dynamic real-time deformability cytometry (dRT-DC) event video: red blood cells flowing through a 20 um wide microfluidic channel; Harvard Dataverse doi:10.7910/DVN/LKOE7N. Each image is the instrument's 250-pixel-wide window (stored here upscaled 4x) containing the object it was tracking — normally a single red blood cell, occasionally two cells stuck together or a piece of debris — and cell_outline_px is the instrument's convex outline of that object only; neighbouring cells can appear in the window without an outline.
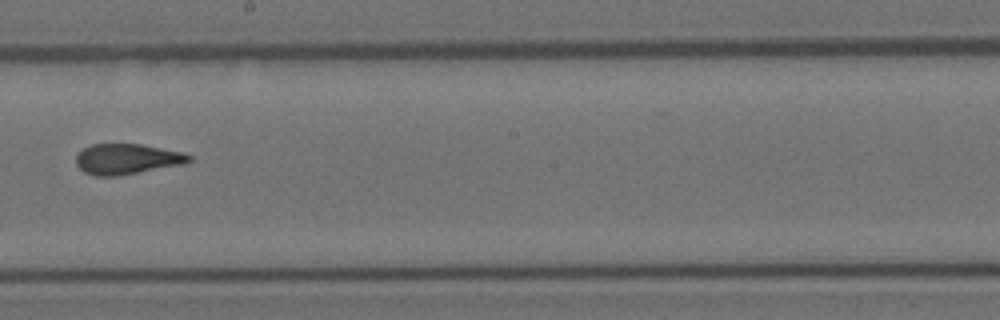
{"species": "Egyptian fruit bat (a non-hibernating species)", "species_latin": "Rousettus aegyptiacus", "temperature_condition": "room temperature", "stored_images_in_passage": 5, "camera_frame_rate_fps": 3000, "um_per_image_px": 0.085, "animal": {"sex": "female"}, "frame": {"image": 1, "passage_image": 5, "time_ms": 5.333, "image_size_px": [1000, 320], "cell_outline_px": [[192, 160], [184, 164], [116, 176], [92, 176], [84, 172], [76, 164], [76, 156], [84, 148], [92, 144], [140, 144], [184, 152], [192, 156]], "centroid_in_image_um": [10.8, 13.52], "position_along_channel_um": 237.4, "area_um2": 20.06}}